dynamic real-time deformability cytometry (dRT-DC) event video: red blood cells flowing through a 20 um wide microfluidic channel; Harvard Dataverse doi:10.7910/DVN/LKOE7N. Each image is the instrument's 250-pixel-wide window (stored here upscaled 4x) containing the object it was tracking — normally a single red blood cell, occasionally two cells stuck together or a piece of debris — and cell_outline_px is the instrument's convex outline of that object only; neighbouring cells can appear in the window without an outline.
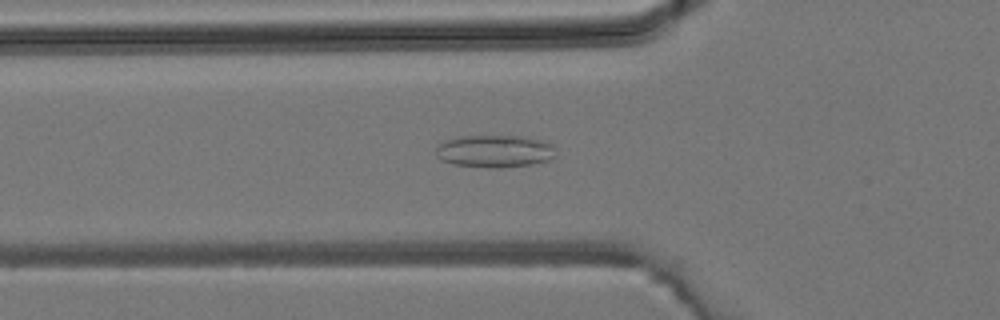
{"species": "common noctule bat (a hibernating species)", "species_latin": "Nyctalus noctula", "temperature_condition": "room temperature", "stored_images_in_passage": 45, "camera_frame_rate_fps": 3000, "um_per_image_px": 0.085, "animal": {"sex": "male", "body_mass_g": 19.2, "forearm_length_mm": 51.8}, "frame": {"image": 1, "passage_image": 15, "time_ms": 4.667, "image_size_px": [1000, 320], "cell_outline_px": [[556, 156], [548, 160], [532, 164], [500, 168], [488, 168], [456, 164], [444, 160], [436, 156], [436, 148], [444, 140], [460, 136], [520, 136], [540, 140], [552, 144]], "centroid_in_image_um": [42.05, 12.85], "position_along_channel_um": 83.7, "area_um2": 22.54}}
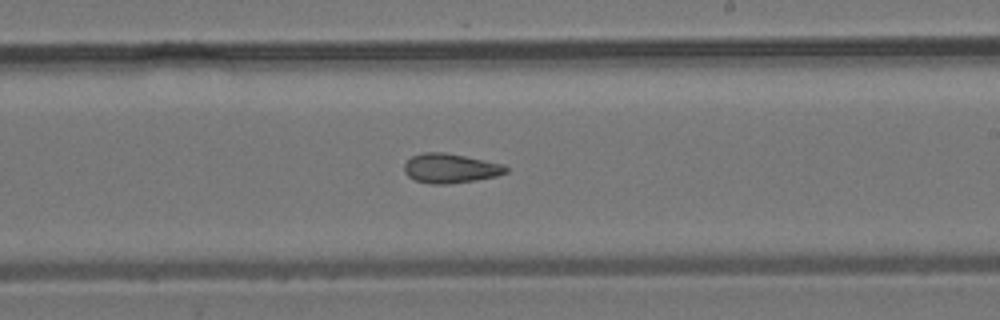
{"frame": {"image": 2, "passage_image": 26, "time_ms": 8.333, "image_size_px": [1000, 320], "cell_outline_px": [[508, 172], [496, 176], [476, 180], [448, 184], [432, 184], [416, 180], [408, 176], [404, 172], [404, 164], [412, 156], [424, 152], [444, 152], [504, 164], [508, 168]], "centroid_in_image_um": [38.28, 14.31], "position_along_channel_um": 250.7, "area_um2": 17.4}}
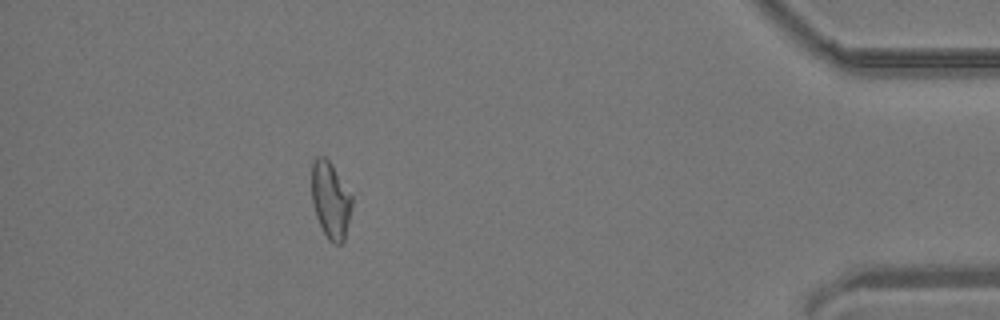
{"frame": {"image": 3, "passage_image": 40, "time_ms": 13.0, "image_size_px": [1000, 320], "cell_outline_px": [[352, 204], [344, 240], [340, 244], [332, 244], [328, 240], [316, 216], [312, 204], [312, 160], [316, 156], [324, 156], [332, 164], [352, 196]], "centroid_in_image_um": [28.08, 16.99], "position_along_channel_um": 407.1, "area_um2": 17.92}}